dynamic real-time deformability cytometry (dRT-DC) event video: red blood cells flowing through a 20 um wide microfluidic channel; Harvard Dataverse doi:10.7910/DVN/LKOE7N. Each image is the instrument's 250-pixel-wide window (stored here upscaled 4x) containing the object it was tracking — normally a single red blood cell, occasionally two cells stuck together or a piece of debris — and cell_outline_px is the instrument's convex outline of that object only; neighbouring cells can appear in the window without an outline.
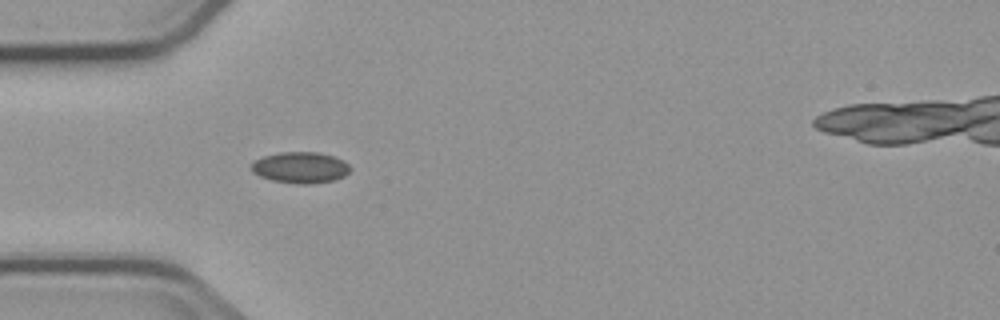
{"species": "common noctule bat (a hibernating species)", "species_latin": "Nyctalus noctula", "temperature_condition": "cold", "stored_images_in_passage": 4, "camera_frame_rate_fps": 3000, "um_per_image_px": 0.085, "animal": {"sex": "male", "body_mass_g": 23.1, "forearm_length_mm": 52.7}, "frame": {"image": 1, "passage_image": 3, "time_ms": 2.333, "image_size_px": [1000, 320], "cell_outline_px": [[352, 168], [344, 176], [336, 180], [312, 184], [300, 184], [272, 180], [260, 176], [252, 172], [248, 168], [256, 160], [264, 156], [280, 152], [316, 152], [332, 156], [344, 160]], "centroid_in_image_um": [25.54, 14.25], "position_along_channel_um": 59.5, "area_um2": 18.03}}